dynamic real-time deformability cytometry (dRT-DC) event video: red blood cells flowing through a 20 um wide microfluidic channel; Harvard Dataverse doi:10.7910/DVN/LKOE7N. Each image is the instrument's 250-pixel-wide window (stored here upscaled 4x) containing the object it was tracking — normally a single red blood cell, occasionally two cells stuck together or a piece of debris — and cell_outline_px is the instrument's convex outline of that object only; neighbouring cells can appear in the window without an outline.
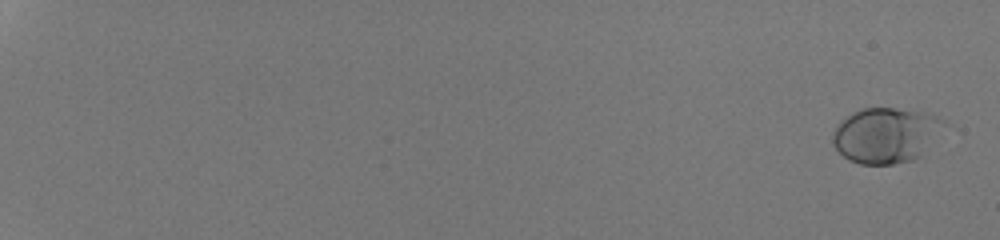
{"species": "human", "species_latin": "Homo sapiens", "temperature_condition": "room temperature", "stored_images_in_passage": 54, "camera_frame_rate_fps": 3000, "um_per_image_px": 0.085, "donor": {"sex": "male"}, "frame": {"image": 1, "passage_image": 2, "time_ms": 0.333, "image_size_px": [1000, 240], "cell_outline_px": [[944, 124], [920, 156], [912, 160], [892, 164], [860, 164], [848, 160], [832, 144], [832, 132], [848, 116], [864, 108], [892, 108], [924, 112], [940, 116], [944, 120]], "centroid_in_image_um": [75.27, 11.5], "position_along_channel_um": 9.7, "area_um2": 35.2}}
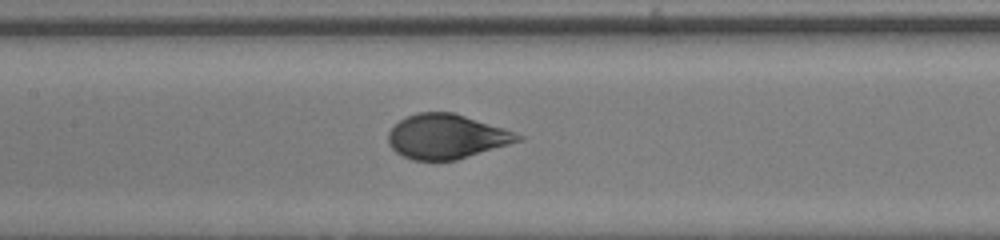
{"frame": {"image": 2, "passage_image": 32, "time_ms": 10.333, "image_size_px": [1000, 240], "cell_outline_px": [[524, 140], [456, 160], [412, 160], [396, 152], [388, 144], [388, 132], [400, 120], [416, 112], [452, 112], [504, 128], [516, 132], [524, 136]], "centroid_in_image_um": [37.97, 11.61], "position_along_channel_um": 169.4, "area_um2": 33.58}}
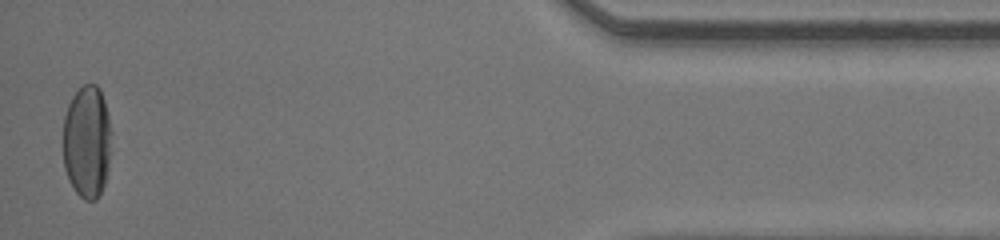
{"frame": {"image": 3, "passage_image": 54, "time_ms": 17.667, "image_size_px": [1000, 240], "cell_outline_px": [[112, 152], [104, 184], [96, 200], [84, 200], [76, 192], [68, 180], [64, 168], [64, 116], [68, 104], [72, 96], [84, 84], [96, 84], [100, 88], [104, 100], [112, 132]], "centroid_in_image_um": [7.42, 12.05], "position_along_channel_um": 427.8, "area_um2": 32.19}, "authors_computed_cell_mechanics": {"area_um2": 33.3506, "velocity_mm_per_s": 4.2626, "shape_relaxation_time_tau1_ms": 4.0509, "shape_relaxation_time_tau2_ms": null, "deformation_change_tau1": 0.2015, "deformation_change_tau2": null}}